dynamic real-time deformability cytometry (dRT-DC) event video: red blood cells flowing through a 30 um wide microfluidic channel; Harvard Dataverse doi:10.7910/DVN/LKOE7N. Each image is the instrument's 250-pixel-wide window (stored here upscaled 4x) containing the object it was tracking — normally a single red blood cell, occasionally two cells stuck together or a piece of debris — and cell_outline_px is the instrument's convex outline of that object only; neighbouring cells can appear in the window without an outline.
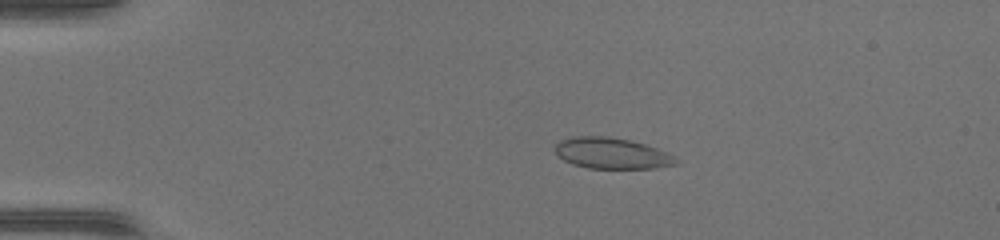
{"species": "common noctule bat (a hibernating species)", "species_latin": "Nyctalus noctula", "temperature_condition": "warm", "stored_images_in_passage": 50, "camera_frame_rate_fps": 3000, "um_per_image_px": 0.085, "animal": {"sex": "female", "body_mass_g": 17.0, "forearm_length_mm": 48.0}, "frame": {"image": 1, "passage_image": 11, "time_ms": 3.333, "image_size_px": [1000, 240], "cell_outline_px": [[680, 164], [656, 168], [588, 168], [572, 164], [564, 160], [556, 152], [556, 144], [560, 140], [572, 136], [608, 136], [632, 140], [668, 152], [676, 156], [680, 160]], "centroid_in_image_um": [52.07, 13.03], "position_along_channel_um": 32.9, "area_um2": 22.08}}
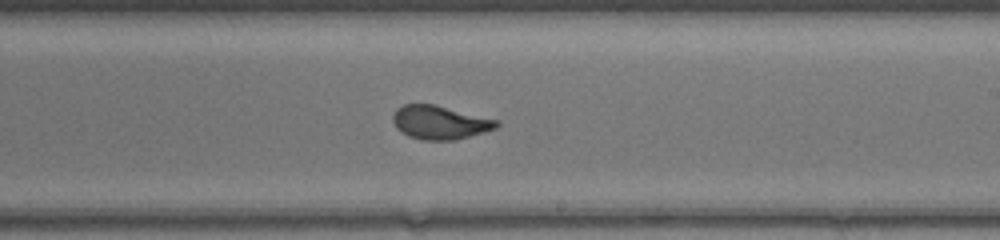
{"frame": {"image": 2, "passage_image": 31, "time_ms": 10.0, "image_size_px": [1000, 240], "cell_outline_px": [[500, 124], [496, 128], [484, 132], [456, 140], [420, 140], [408, 136], [400, 132], [396, 128], [392, 120], [392, 116], [396, 108], [404, 104], [432, 104], [500, 120]], "centroid_in_image_um": [37.37, 10.41], "position_along_channel_um": 251.6, "area_um2": 20.46}}
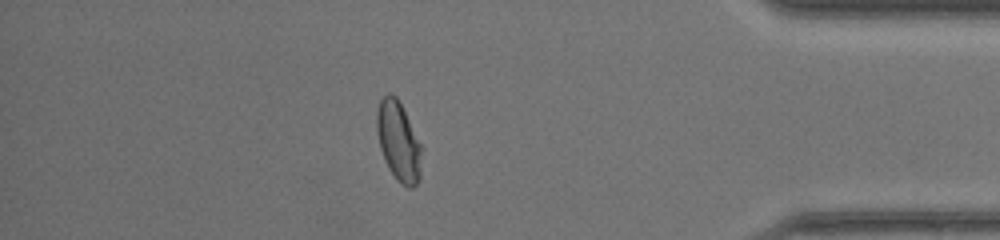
{"frame": {"image": 3, "passage_image": 44, "time_ms": 14.333, "image_size_px": [1000, 240], "cell_outline_px": [[424, 148], [420, 176], [416, 184], [412, 188], [408, 188], [400, 184], [396, 180], [388, 168], [384, 160], [380, 148], [376, 128], [376, 112], [380, 100], [388, 92], [392, 92], [396, 96]], "centroid_in_image_um": [33.89, 12.04], "position_along_channel_um": 401.3, "area_um2": 21.27}, "authors_computed_cell_mechanics": {"area_um2": 21.0103, "velocity_mm_per_s": 4.2224, "shape_relaxation_time_tau1_ms": 4.2141, "shape_relaxation_time_tau2_ms": null, "deformation_change_tau1": 0.1634, "deformation_change_tau2": null}}